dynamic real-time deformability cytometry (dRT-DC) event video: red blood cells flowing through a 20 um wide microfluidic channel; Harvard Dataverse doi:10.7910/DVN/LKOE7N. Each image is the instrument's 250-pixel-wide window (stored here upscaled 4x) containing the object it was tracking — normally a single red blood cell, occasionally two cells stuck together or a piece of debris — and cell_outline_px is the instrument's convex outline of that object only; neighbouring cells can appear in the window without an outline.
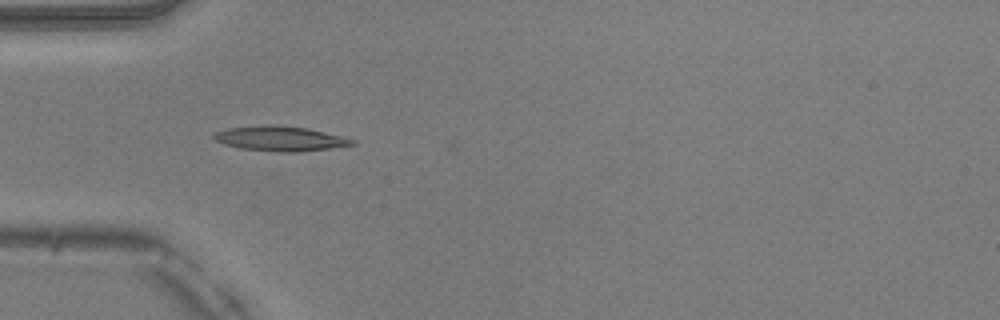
{"species": "common noctule bat (a hibernating species)", "species_latin": "Nyctalus noctula", "temperature_condition": "warm", "stored_images_in_passage": 37, "camera_frame_rate_fps": 3000, "um_per_image_px": 0.085, "animal": {"sex": "male", "body_mass_g": 20.5, "forearm_length_mm": 52.5}, "frame": {"image": 1, "passage_image": 2, "time_ms": 0.333, "image_size_px": [1000, 320], "cell_outline_px": [[356, 144], [300, 152], [280, 152], [240, 148], [224, 144], [216, 140], [212, 136], [216, 132], [228, 128], [268, 124], [308, 128], [344, 136], [356, 140]], "centroid_in_image_um": [23.85, 11.77], "position_along_channel_um": 61.2, "area_um2": 20.0}}
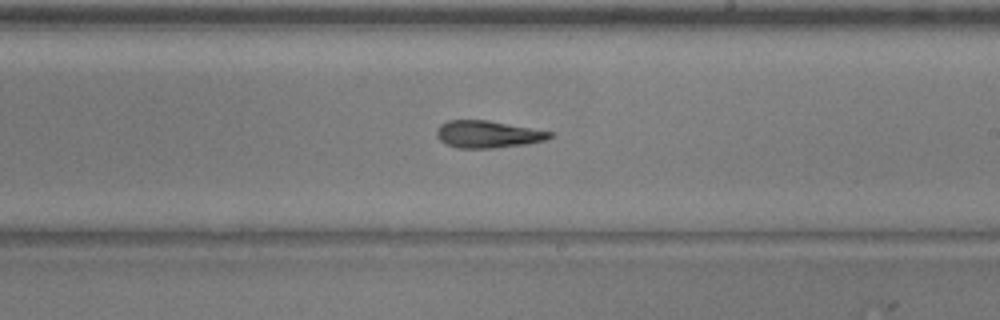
{"frame": {"image": 2, "passage_image": 16, "time_ms": 5.0, "image_size_px": [1000, 320], "cell_outline_px": [[552, 136], [544, 140], [528, 144], [492, 148], [456, 148], [444, 144], [436, 136], [436, 128], [440, 124], [448, 120], [488, 120], [552, 132]], "centroid_in_image_um": [41.4, 11.41], "position_along_channel_um": 247.6, "area_um2": 17.98}}
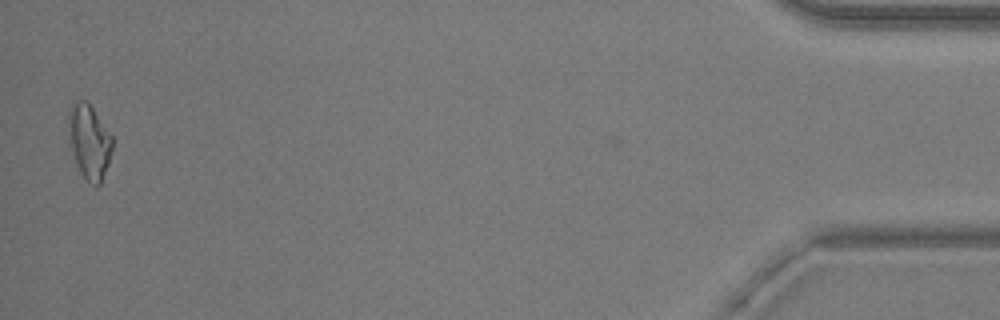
{"frame": {"image": 3, "passage_image": 36, "time_ms": 11.667, "image_size_px": [1000, 320], "cell_outline_px": [[112, 148], [108, 164], [100, 184], [96, 188], [80, 172], [76, 164], [72, 152], [68, 124], [68, 108], [76, 100], [88, 100], [112, 136]], "centroid_in_image_um": [7.58, 12.0], "position_along_channel_um": 427.6, "area_um2": 19.02}, "authors_computed_cell_mechanics": {"area_um2": 17.918, "velocity_mm_per_s": 4.0257, "shape_relaxation_time_tau1_ms": 2.6348, "shape_relaxation_time_tau2_ms": 4.251, "deformation_change_tau1": 0.1636, "deformation_change_tau2": 0.1773}}